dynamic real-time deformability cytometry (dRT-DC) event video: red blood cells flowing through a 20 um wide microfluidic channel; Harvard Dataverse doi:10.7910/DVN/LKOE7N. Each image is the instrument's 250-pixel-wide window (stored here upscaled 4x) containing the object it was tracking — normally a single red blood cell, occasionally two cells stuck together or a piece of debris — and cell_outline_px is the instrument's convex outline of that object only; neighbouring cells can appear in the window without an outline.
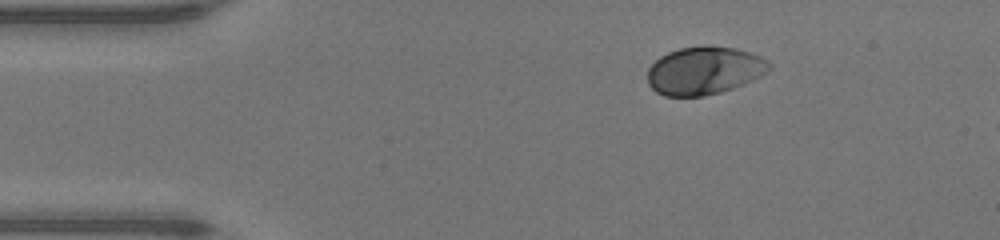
{"species": "human", "species_latin": "Homo sapiens", "temperature_condition": "warm", "stored_images_in_passage": 41, "camera_frame_rate_fps": 3000, "um_per_image_px": 0.085, "donor": {"sex": "male"}, "frame": {"image": 1, "passage_image": 1, "time_ms": 0.0, "image_size_px": [1000, 240], "cell_outline_px": [[772, 68], [760, 76], [752, 80], [732, 88], [720, 92], [704, 96], [664, 96], [656, 92], [648, 84], [648, 68], [660, 56], [668, 52], [680, 48], [704, 44], [736, 48], [760, 56], [768, 60], [772, 64]], "centroid_in_image_um": [59.87, 5.98], "position_along_channel_um": 25.1, "area_um2": 34.22}}
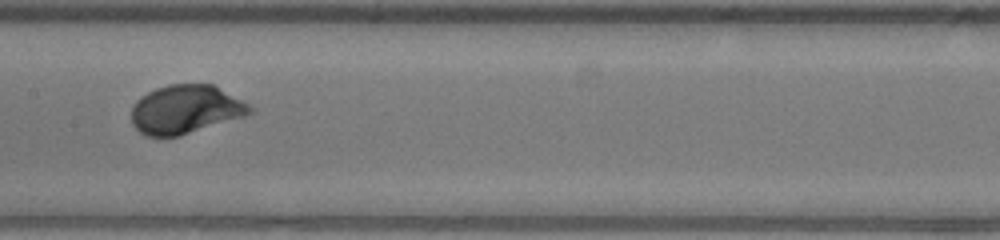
{"frame": {"image": 2, "passage_image": 17, "time_ms": 5.333, "image_size_px": [1000, 240], "cell_outline_px": [[256, 112], [244, 116], [180, 136], [144, 136], [132, 124], [132, 104], [140, 96], [156, 88], [168, 84], [212, 84], [256, 108]], "centroid_in_image_um": [15.77, 9.3], "position_along_channel_um": 191.6, "area_um2": 33.7}}
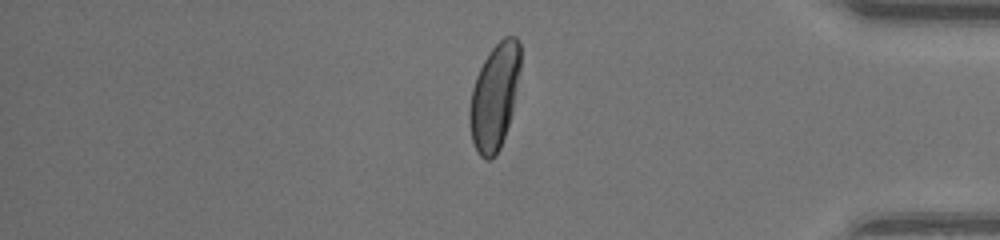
{"frame": {"image": 3, "passage_image": 33, "time_ms": 10.667, "image_size_px": [1000, 240], "cell_outline_px": [[520, 68], [512, 112], [500, 148], [496, 156], [492, 160], [484, 160], [476, 152], [472, 140], [468, 120], [468, 112], [472, 88], [476, 76], [488, 52], [504, 36], [516, 36], [520, 44]], "centroid_in_image_um": [42.01, 8.24], "position_along_channel_um": 393.2, "area_um2": 31.5}, "authors_computed_cell_mechanics": {"area_um2": 33.5818, "velocity_mm_per_s": 4.3535, "shape_relaxation_time_tau1_ms": 1.7923, "shape_relaxation_time_tau2_ms": null, "deformation_change_tau1": 0.1441, "deformation_change_tau2": null}}